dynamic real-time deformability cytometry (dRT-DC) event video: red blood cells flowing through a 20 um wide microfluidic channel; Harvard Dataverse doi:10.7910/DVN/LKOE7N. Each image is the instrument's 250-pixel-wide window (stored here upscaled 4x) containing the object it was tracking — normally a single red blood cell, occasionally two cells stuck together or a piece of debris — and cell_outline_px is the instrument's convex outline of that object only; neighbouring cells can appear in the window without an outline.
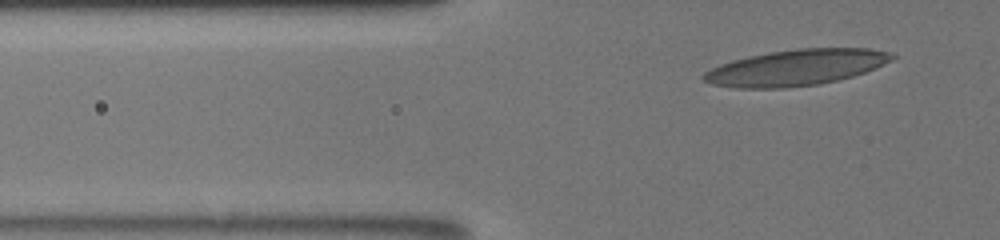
{"species": "human", "species_latin": "Homo sapiens", "temperature_condition": "room temperature", "stored_images_in_passage": 13, "segment_of_instrument_passage": [2, 2], "camera_frame_rate_fps": 3000, "um_per_image_px": 0.085, "donor": {"sex": "male"}, "frame": {"image": 1, "passage_image": 13, "time_ms": 2.667, "image_size_px": [1000, 240], "cell_outline_px": [[896, 56], [892, 60], [876, 68], [852, 76], [820, 84], [788, 88], [736, 88], [712, 84], [704, 80], [700, 76], [704, 72], [720, 64], [732, 60], [748, 56], [768, 52], [796, 48], [868, 48], [892, 52]], "centroid_in_image_um": [67.66, 5.74], "position_along_channel_um": 58.1, "area_um2": 39.71}}